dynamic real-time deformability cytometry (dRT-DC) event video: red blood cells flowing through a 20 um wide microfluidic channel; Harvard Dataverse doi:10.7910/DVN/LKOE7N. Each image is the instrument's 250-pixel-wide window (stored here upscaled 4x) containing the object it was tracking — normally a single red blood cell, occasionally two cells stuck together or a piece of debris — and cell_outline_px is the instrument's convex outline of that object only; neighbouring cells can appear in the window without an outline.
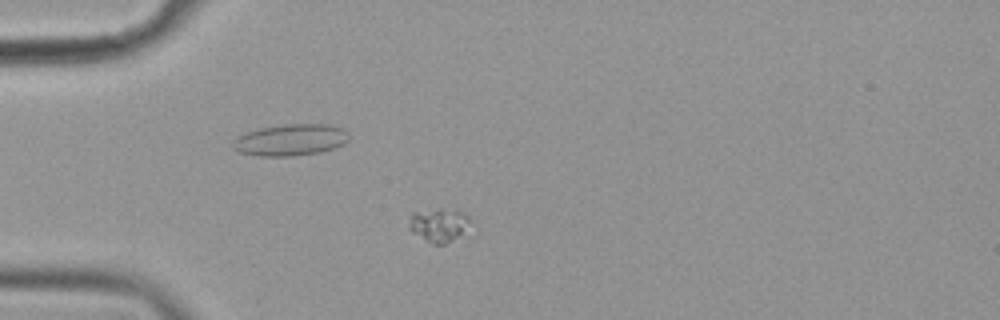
{"species": "common noctule bat (a hibernating species)", "species_latin": "Nyctalus noctula", "temperature_condition": "cold", "stored_images_in_passage": 51, "camera_frame_rate_fps": 3000, "um_per_image_px": 0.085, "animal": {"sex": "female", "body_mass_g": 19.9}, "frame": {"image": 1, "passage_image": 9, "time_ms": 2.667, "image_size_px": [1000, 320], "cell_outline_px": [[472, 220], [456, 236], [444, 244], [432, 244], [412, 232], [408, 228], [408, 216], [412, 212], [440, 208], [460, 212], [468, 216]], "centroid_in_image_um": [37.19, 19.09], "position_along_channel_um": 47.8, "area_um2": 11.68}}
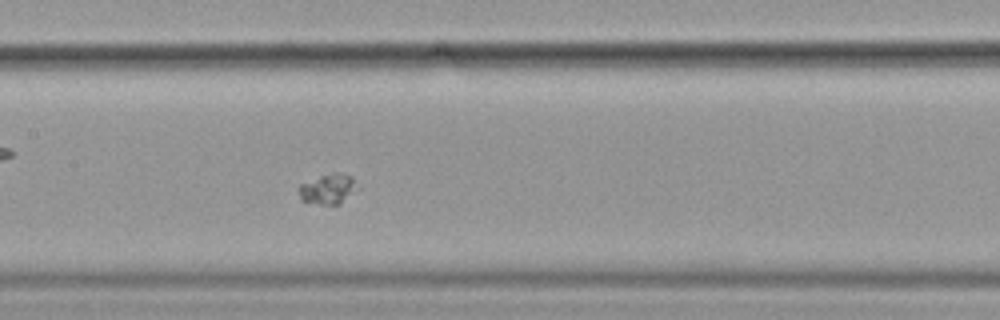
{"frame": {"image": 2, "passage_image": 22, "time_ms": 7.0, "image_size_px": [1000, 320], "cell_outline_px": [[360, 188], [340, 204], [320, 204], [300, 200], [296, 188], [300, 184], [320, 176], [352, 176]], "centroid_in_image_um": [27.85, 16.12], "position_along_channel_um": 179.5, "area_um2": 10.0}}
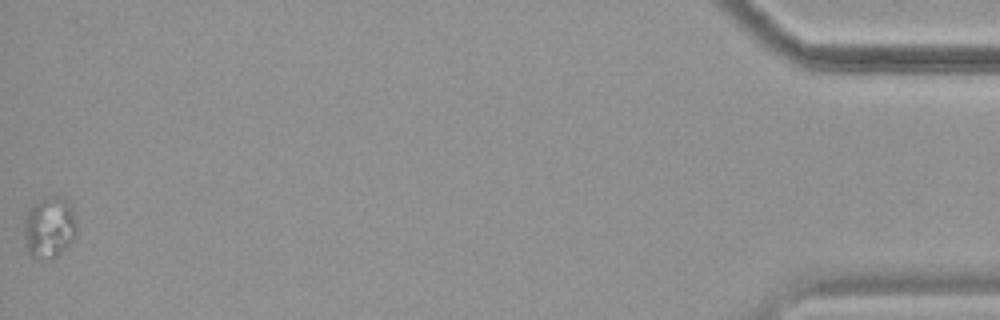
{"frame": {"image": 3, "passage_image": 51, "time_ms": 16.667, "image_size_px": [1000, 320], "cell_outline_px": [[76, 236], [52, 260], [48, 260], [28, 256], [24, 232], [24, 224], [28, 208], [36, 200], [44, 196], [68, 196], [72, 208], [76, 224]], "centroid_in_image_um": [4.18, 19.28], "position_along_channel_um": 431.0, "area_um2": 19.31}}